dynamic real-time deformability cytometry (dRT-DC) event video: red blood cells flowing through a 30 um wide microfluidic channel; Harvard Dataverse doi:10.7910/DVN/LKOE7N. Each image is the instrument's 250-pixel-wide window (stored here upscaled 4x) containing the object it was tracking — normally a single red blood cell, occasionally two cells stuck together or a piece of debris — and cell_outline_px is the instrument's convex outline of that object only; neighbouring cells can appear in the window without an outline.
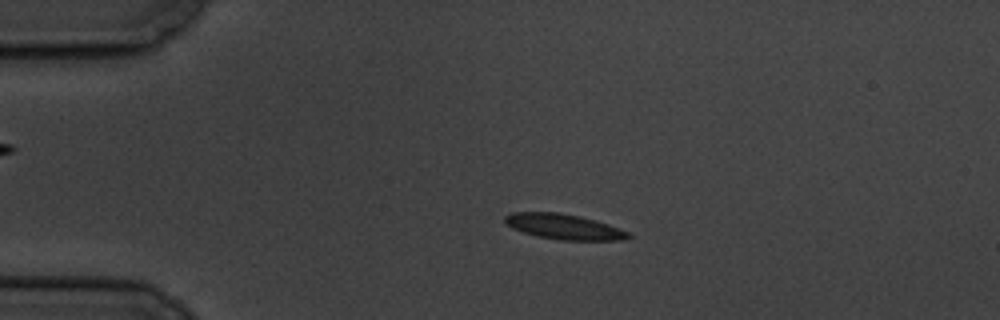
{"species": "common noctule bat (a hibernating species)", "species_latin": "Nyctalus noctula", "temperature_condition": "cold", "stored_images_in_passage": 10, "camera_frame_rate_fps": 3000, "um_per_image_px": 0.085, "animal": {"sex": "male", "body_mass_g": 19.5, "forearm_length_mm": 54.6}, "frame": {"image": 1, "passage_image": 3, "time_ms": 2.333, "image_size_px": [1000, 320], "cell_outline_px": [[632, 236], [624, 240], [556, 240], [536, 236], [512, 228], [504, 224], [504, 216], [512, 212], [560, 212], [580, 216], [608, 224], [628, 232]], "centroid_in_image_um": [47.89, 19.27], "position_along_channel_um": 37.1, "area_um2": 18.32}}
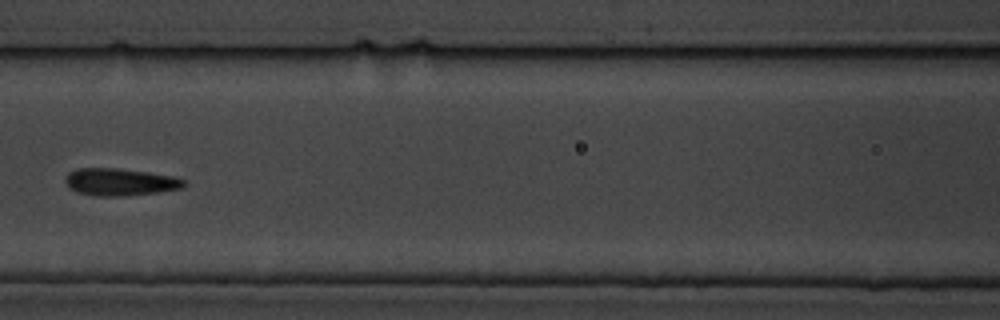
{"frame": {"image": 2, "passage_image": 7, "time_ms": 7.0, "image_size_px": [1000, 320], "cell_outline_px": [[188, 184], [184, 188], [156, 192], [124, 196], [100, 196], [80, 192], [68, 188], [64, 180], [64, 176], [68, 172], [76, 168], [116, 168], [148, 172], [172, 176], [184, 180]], "centroid_in_image_um": [10.18, 15.46], "position_along_channel_um": 156.4, "area_um2": 18.9}}
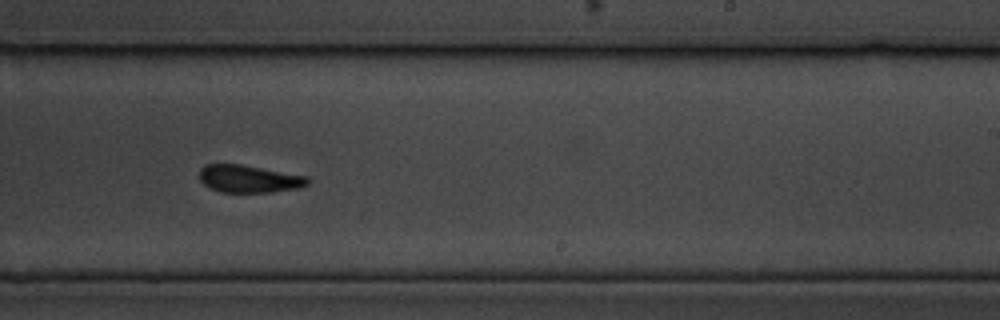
{"frame": {"image": 3, "passage_image": 10, "time_ms": 10.333, "image_size_px": [1000, 320], "cell_outline_px": [[308, 184], [296, 188], [272, 192], [220, 192], [208, 188], [200, 180], [200, 168], [204, 164], [240, 164], [308, 176]], "centroid_in_image_um": [21.12, 15.2], "position_along_channel_um": 267.9, "area_um2": 17.34}}